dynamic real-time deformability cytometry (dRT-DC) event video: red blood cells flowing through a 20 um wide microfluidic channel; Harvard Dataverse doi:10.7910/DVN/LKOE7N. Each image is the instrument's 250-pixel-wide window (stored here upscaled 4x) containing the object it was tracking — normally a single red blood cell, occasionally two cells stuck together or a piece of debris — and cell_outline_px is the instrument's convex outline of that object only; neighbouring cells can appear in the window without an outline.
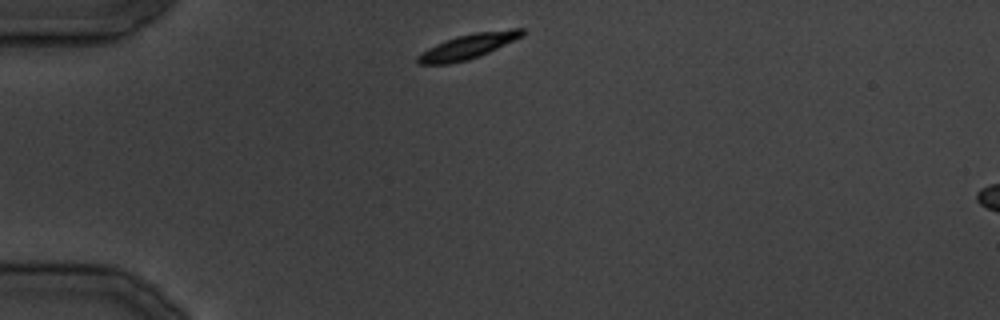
{"species": "common noctule bat (a hibernating species)", "species_latin": "Nyctalus noctula", "temperature_condition": "cold", "stored_images_in_passage": 19, "camera_frame_rate_fps": 3000, "um_per_image_px": 0.085, "animal": {"sex": "male", "body_mass_g": 19.5, "forearm_length_mm": 54.6}, "frame": {"image": 1, "passage_image": 1, "time_ms": 0.0, "image_size_px": [1000, 320], "cell_outline_px": [[528, 32], [524, 36], [488, 52], [468, 60], [448, 64], [420, 64], [416, 60], [416, 56], [428, 48], [444, 40], [456, 36], [476, 32], [516, 28], [524, 28]], "centroid_in_image_um": [39.82, 3.92], "position_along_channel_um": 45.2, "area_um2": 15.26}}
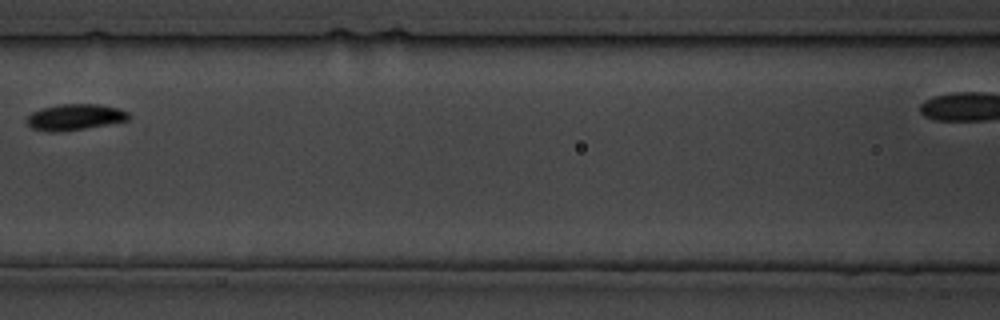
{"frame": {"image": 2, "passage_image": 9, "time_ms": 9.333, "image_size_px": [1000, 320], "cell_outline_px": [[128, 120], [64, 132], [48, 132], [32, 128], [24, 120], [32, 112], [40, 108], [60, 104], [96, 104], [116, 108], [128, 112]], "centroid_in_image_um": [6.29, 9.96], "position_along_channel_um": 160.3, "area_um2": 15.43}}
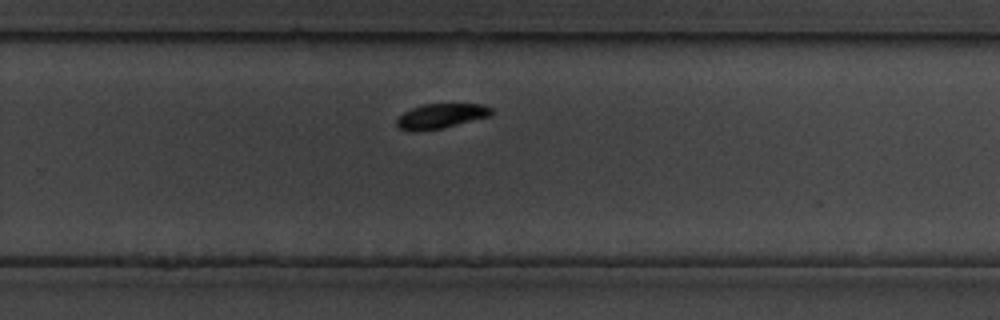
{"frame": {"image": 3, "passage_image": 16, "time_ms": 18.0, "image_size_px": [1000, 320], "cell_outline_px": [[492, 112], [488, 116], [440, 128], [420, 132], [408, 132], [400, 128], [396, 124], [396, 120], [404, 112], [412, 108], [424, 104], [480, 104], [492, 108]], "centroid_in_image_um": [37.4, 9.87], "position_along_channel_um": 292.4, "area_um2": 13.47}}